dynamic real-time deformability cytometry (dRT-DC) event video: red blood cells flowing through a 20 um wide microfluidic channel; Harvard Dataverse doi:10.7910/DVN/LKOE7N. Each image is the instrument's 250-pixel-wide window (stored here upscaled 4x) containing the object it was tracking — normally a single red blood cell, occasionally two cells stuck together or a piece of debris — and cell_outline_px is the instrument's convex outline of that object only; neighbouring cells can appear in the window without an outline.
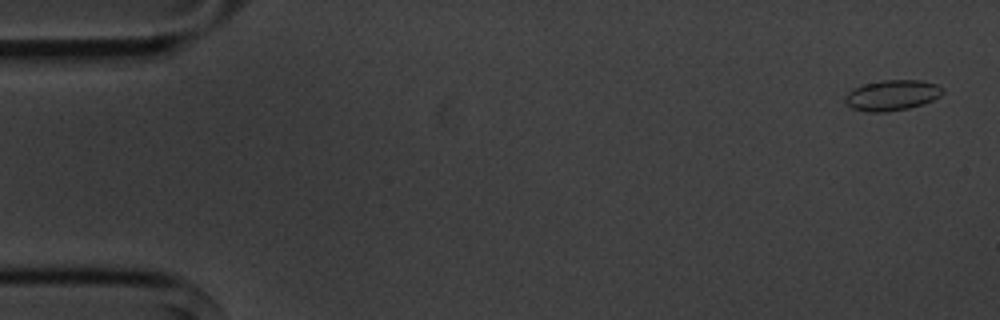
{"species": "common noctule bat (a hibernating species)", "species_latin": "Nyctalus noctula", "temperature_condition": "cold", "stored_images_in_passage": 6, "segment_of_instrument_passage": [1, 2], "camera_frame_rate_fps": 3000, "um_per_image_px": 0.085, "animal": {"sex": "male", "body_mass_g": 20.1, "forearm_length_mm": 53.5}, "frame": {"image": 1, "passage_image": 1, "time_ms": 0.0, "image_size_px": [1000, 320], "cell_outline_px": [[944, 92], [940, 96], [932, 100], [908, 108], [888, 112], [868, 112], [852, 108], [844, 104], [844, 96], [848, 92], [864, 84], [880, 80], [920, 80], [936, 84], [944, 88]], "centroid_in_image_um": [75.8, 8.09], "position_along_channel_um": 9.2, "area_um2": 17.4}}
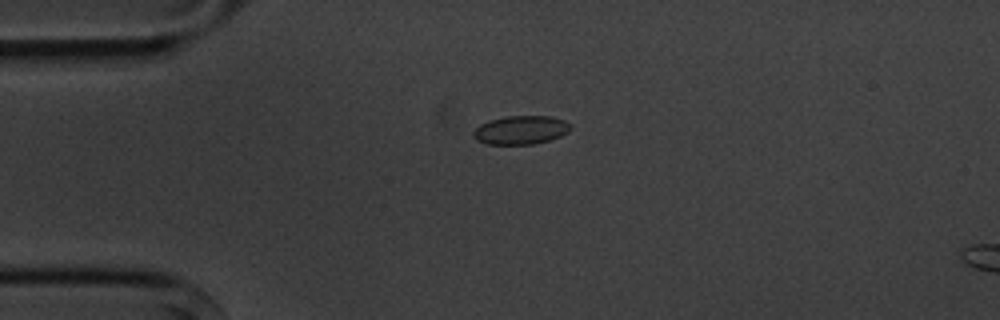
{"frame": {"image": 2, "passage_image": 4, "time_ms": 3.667, "image_size_px": [1000, 320], "cell_outline_px": [[572, 128], [568, 132], [560, 136], [548, 140], [532, 144], [488, 144], [476, 140], [472, 136], [472, 132], [480, 124], [492, 120], [508, 116], [552, 116], [564, 120], [572, 124]], "centroid_in_image_um": [44.29, 11.05], "position_along_channel_um": 40.7, "area_um2": 16.18}}